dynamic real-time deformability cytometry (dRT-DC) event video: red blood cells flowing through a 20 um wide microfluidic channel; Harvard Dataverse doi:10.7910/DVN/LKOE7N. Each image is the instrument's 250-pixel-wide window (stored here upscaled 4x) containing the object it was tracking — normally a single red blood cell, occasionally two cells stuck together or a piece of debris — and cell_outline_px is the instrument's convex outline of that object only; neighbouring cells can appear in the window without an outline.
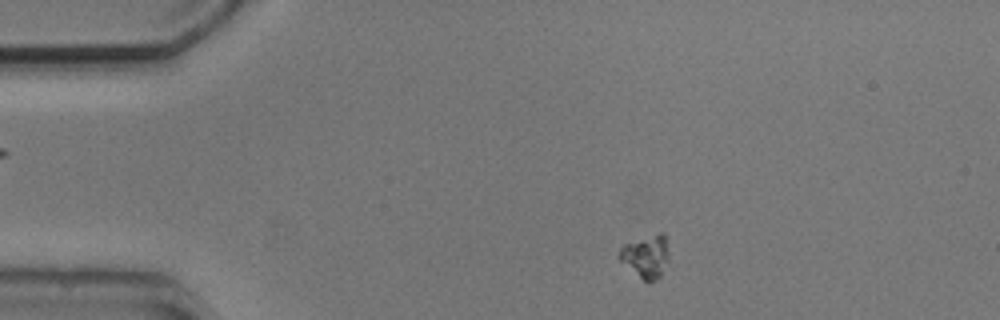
{"species": "common noctule bat (a hibernating species)", "species_latin": "Nyctalus noctula", "temperature_condition": "cold", "stored_images_in_passage": 3, "camera_frame_rate_fps": 3000, "um_per_image_px": 0.085, "animal": {"sex": "male", "body_mass_g": 20.5, "forearm_length_mm": 52.5}, "frame": {"image": 1, "passage_image": 1, "time_ms": 0.0, "image_size_px": [1000, 320], "cell_outline_px": [[668, 260], [660, 276], [656, 280], [644, 280], [620, 260], [620, 248], [624, 244], [660, 232], [664, 232], [668, 256]], "centroid_in_image_um": [54.93, 21.76], "position_along_channel_um": 30.1, "area_um2": 11.85}}
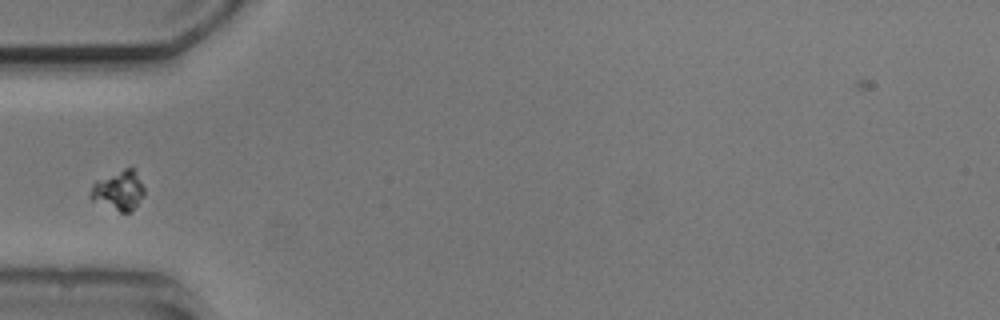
{"frame": {"image": 2, "passage_image": 3, "time_ms": 2.667, "image_size_px": [1000, 320], "cell_outline_px": [[144, 196], [136, 208], [128, 212], [120, 212], [92, 200], [88, 196], [92, 184], [96, 180], [124, 168], [136, 168], [144, 188]], "centroid_in_image_um": [10.1, 16.18], "position_along_channel_um": 74.9, "area_um2": 12.66}}